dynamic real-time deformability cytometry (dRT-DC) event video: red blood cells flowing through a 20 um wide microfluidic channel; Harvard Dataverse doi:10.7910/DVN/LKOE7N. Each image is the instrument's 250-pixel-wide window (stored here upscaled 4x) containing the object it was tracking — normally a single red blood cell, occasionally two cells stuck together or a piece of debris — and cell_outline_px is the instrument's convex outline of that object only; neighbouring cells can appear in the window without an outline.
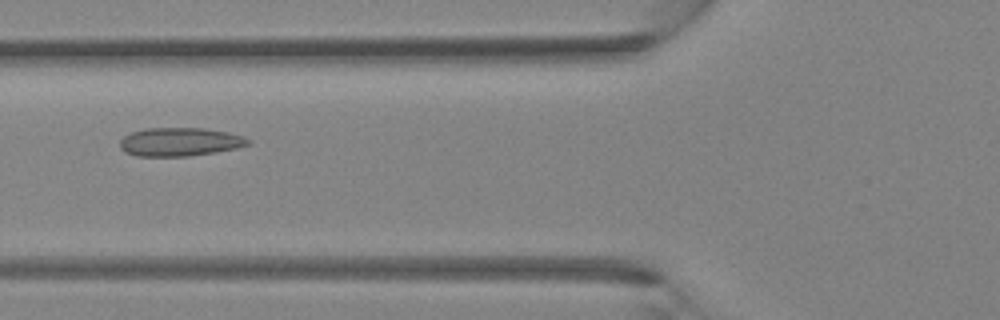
{"species": "Egyptian fruit bat (a non-hibernating species)", "species_latin": "Rousettus aegyptiacus", "temperature_condition": "room temperature", "stored_images_in_passage": 37, "camera_frame_rate_fps": 3000, "um_per_image_px": 0.085, "animal": {"sex": "female"}, "frame": {"image": 1, "passage_image": 12, "time_ms": 3.667, "image_size_px": [1000, 320], "cell_outline_px": [[252, 140], [248, 144], [236, 148], [216, 152], [188, 156], [136, 156], [124, 152], [120, 148], [120, 140], [124, 136], [132, 132], [144, 128], [204, 128], [228, 132], [244, 136]], "centroid_in_image_um": [15.28, 12.06], "position_along_channel_um": 110.5, "area_um2": 21.39}}
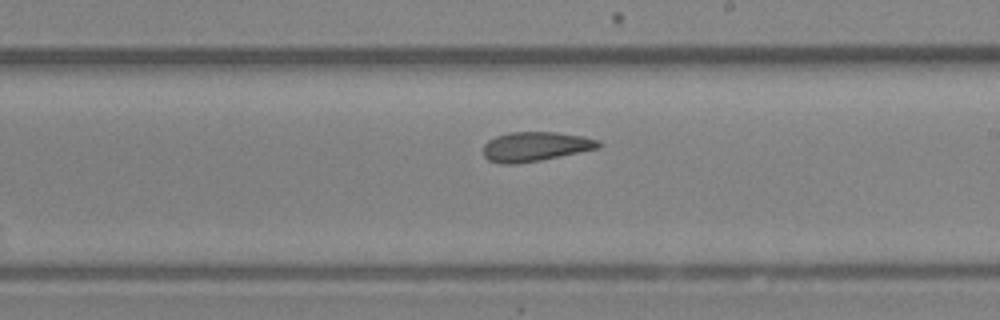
{"frame": {"image": 2, "passage_image": 20, "time_ms": 6.333, "image_size_px": [1000, 320], "cell_outline_px": [[600, 148], [540, 160], [516, 164], [500, 164], [488, 160], [484, 156], [484, 144], [488, 140], [496, 136], [508, 132], [556, 132], [584, 136], [600, 140]], "centroid_in_image_um": [45.5, 12.45], "position_along_channel_um": 243.5, "area_um2": 19.88}}
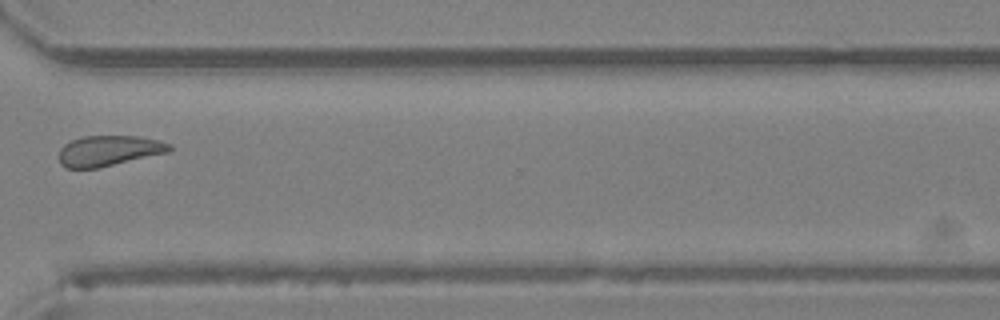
{"frame": {"image": 3, "passage_image": 27, "time_ms": 8.667, "image_size_px": [1000, 320], "cell_outline_px": [[172, 148], [168, 152], [96, 168], [64, 168], [60, 164], [60, 148], [64, 144], [72, 140], [84, 136], [140, 136], [172, 144]], "centroid_in_image_um": [9.23, 12.8], "position_along_channel_um": 361.4, "area_um2": 19.42}}